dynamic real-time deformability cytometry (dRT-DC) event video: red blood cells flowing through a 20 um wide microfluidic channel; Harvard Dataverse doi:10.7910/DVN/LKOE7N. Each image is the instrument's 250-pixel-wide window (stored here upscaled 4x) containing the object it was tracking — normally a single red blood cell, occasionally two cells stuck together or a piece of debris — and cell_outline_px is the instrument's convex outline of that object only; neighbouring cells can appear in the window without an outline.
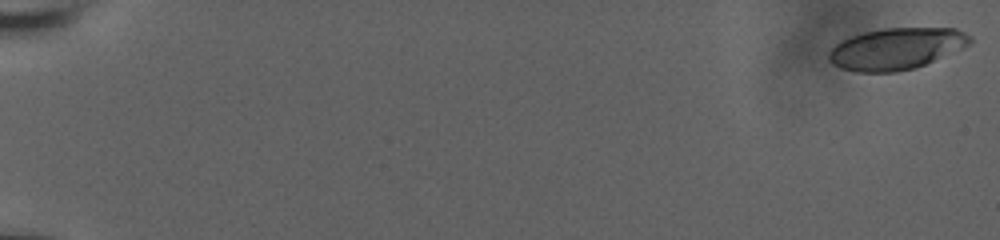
{"species": "human", "species_latin": "Homo sapiens", "temperature_condition": "room temperature", "stored_images_in_passage": 18, "camera_frame_rate_fps": 3000, "um_per_image_px": 0.085, "donor": {"sex": "male"}, "frame": {"image": 1, "passage_image": 1, "time_ms": 0.0, "image_size_px": [1000, 240], "cell_outline_px": [[972, 40], [968, 44], [960, 48], [916, 68], [896, 72], [856, 72], [840, 68], [832, 64], [828, 60], [828, 52], [840, 40], [864, 32], [884, 28], [956, 28], [972, 36]], "centroid_in_image_um": [76.14, 4.14], "position_along_channel_um": 8.9, "area_um2": 34.1}}